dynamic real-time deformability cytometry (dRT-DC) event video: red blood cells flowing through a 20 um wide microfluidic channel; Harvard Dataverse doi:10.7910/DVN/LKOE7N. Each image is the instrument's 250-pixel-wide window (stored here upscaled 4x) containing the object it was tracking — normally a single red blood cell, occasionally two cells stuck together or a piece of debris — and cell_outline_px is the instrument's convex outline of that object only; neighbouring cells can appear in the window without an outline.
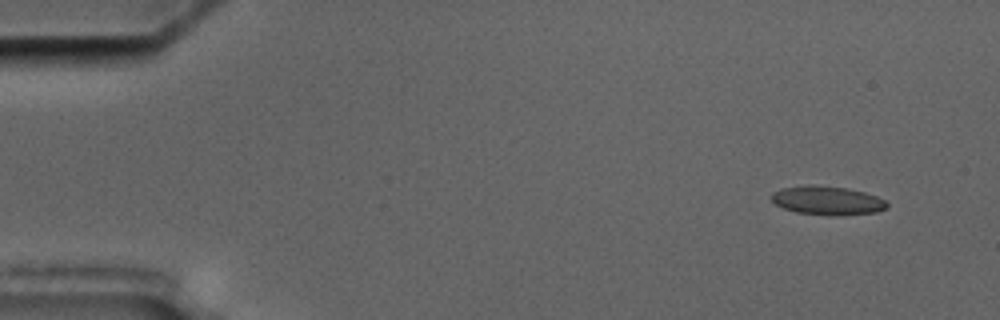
{"species": "common noctule bat (a hibernating species)", "species_latin": "Nyctalus noctula", "temperature_condition": "cold", "stored_images_in_passage": 6, "camera_frame_rate_fps": 3000, "um_per_image_px": 0.085, "animal": {"sex": "male", "body_mass_g": 17.5, "forearm_length_mm": 52.3}, "frame": {"image": 1, "passage_image": 1, "time_ms": 0.0, "image_size_px": [1000, 320], "cell_outline_px": [[888, 208], [876, 212], [844, 216], [828, 216], [796, 212], [784, 208], [776, 204], [772, 200], [772, 192], [780, 188], [808, 184], [812, 184], [848, 188], [864, 192], [876, 196], [884, 200], [888, 204]], "centroid_in_image_um": [70.33, 17.04], "position_along_channel_um": 14.7, "area_um2": 19.71}}
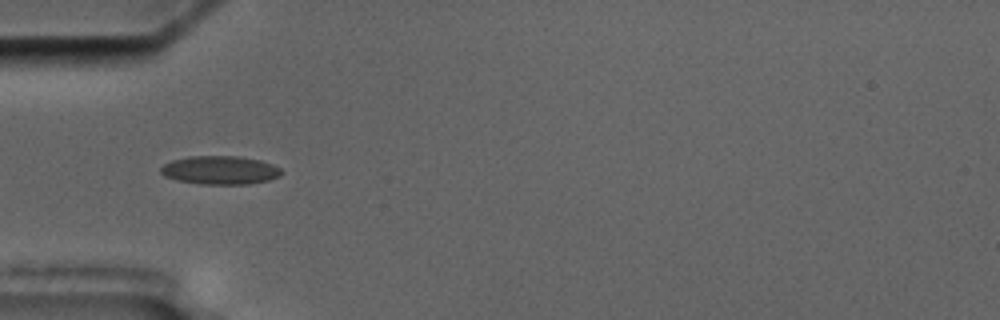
{"frame": {"image": 2, "passage_image": 5, "time_ms": 4.667, "image_size_px": [1000, 320], "cell_outline_px": [[284, 172], [280, 176], [268, 180], [248, 184], [200, 184], [176, 180], [164, 176], [160, 172], [160, 168], [164, 164], [172, 160], [188, 156], [240, 156], [260, 160], [272, 164], [280, 168]], "centroid_in_image_um": [18.7, 14.46], "position_along_channel_um": 66.3, "area_um2": 20.17}}